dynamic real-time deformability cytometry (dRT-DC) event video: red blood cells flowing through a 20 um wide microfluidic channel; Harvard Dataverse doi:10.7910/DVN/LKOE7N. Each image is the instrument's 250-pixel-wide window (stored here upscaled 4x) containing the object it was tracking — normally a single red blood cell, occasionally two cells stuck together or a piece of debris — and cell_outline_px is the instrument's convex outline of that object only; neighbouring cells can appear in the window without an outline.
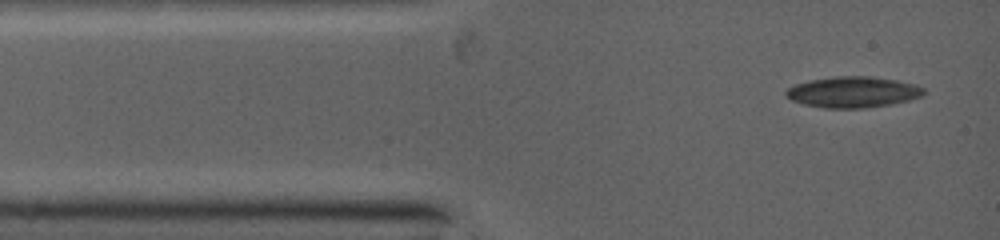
{"species": "common noctule bat (a hibernating species)", "species_latin": "Nyctalus noctula", "temperature_condition": "warm", "stored_images_in_passage": 3, "camera_frame_rate_fps": 5000, "um_per_image_px": 0.085, "animal": {"sex": "female", "body_mass_g": 19.0, "forearm_length_mm": 53.3}, "frame": {"image": 1, "passage_image": 1, "time_ms": 0.0, "image_size_px": [1000, 240], "cell_outline_px": [[928, 92], [924, 96], [892, 104], [860, 108], [824, 108], [804, 104], [792, 100], [784, 96], [784, 92], [788, 88], [796, 84], [808, 80], [836, 76], [868, 76], [896, 80], [916, 84], [924, 88]], "centroid_in_image_um": [72.52, 7.82], "position_along_channel_um": 12.5, "area_um2": 25.03}}
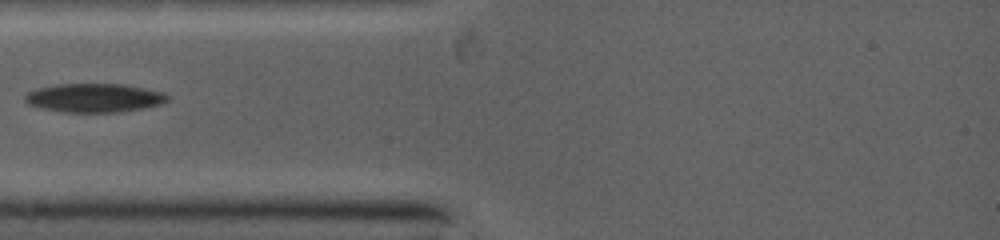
{"frame": {"image": 2, "passage_image": 3, "time_ms": 2.4, "image_size_px": [1000, 240], "cell_outline_px": [[168, 100], [160, 104], [140, 108], [116, 112], [64, 112], [44, 108], [28, 104], [24, 100], [24, 96], [28, 92], [40, 88], [60, 84], [120, 84], [160, 92], [168, 96]], "centroid_in_image_um": [7.96, 8.32], "position_along_channel_um": 77.0, "area_um2": 23.24}}